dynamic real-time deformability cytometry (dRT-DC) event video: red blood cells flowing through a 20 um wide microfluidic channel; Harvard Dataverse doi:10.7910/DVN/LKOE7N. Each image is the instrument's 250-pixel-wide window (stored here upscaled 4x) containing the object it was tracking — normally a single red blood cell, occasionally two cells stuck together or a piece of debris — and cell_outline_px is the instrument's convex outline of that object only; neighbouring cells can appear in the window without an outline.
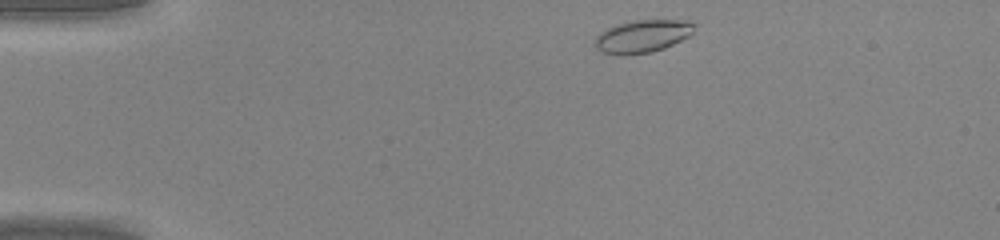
{"species": "common noctule bat (a hibernating species)", "species_latin": "Nyctalus noctula", "temperature_condition": "warm", "stored_images_in_passage": 38, "camera_frame_rate_fps": 3000, "um_per_image_px": 0.085, "animal": {"sex": "male", "body_mass_g": 20.0, "forearm_length_mm": 53.3}, "frame": {"image": 1, "passage_image": 1, "time_ms": 0.0, "image_size_px": [1000, 240], "cell_outline_px": [[696, 24], [692, 32], [688, 36], [664, 48], [652, 52], [624, 56], [600, 52], [596, 48], [596, 36], [600, 32], [608, 28], [620, 24], [636, 20], [688, 20]], "centroid_in_image_um": [54.61, 3.09], "position_along_channel_um": 30.4, "area_um2": 18.84}}
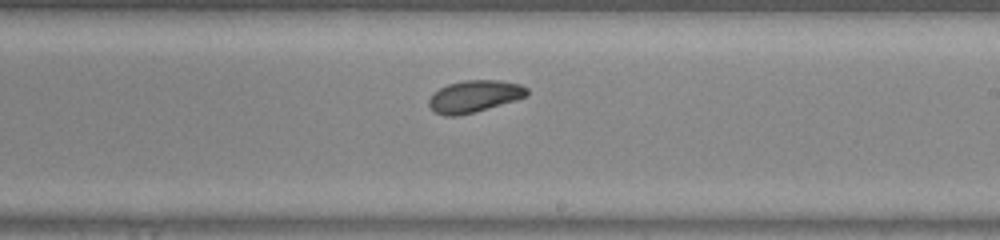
{"frame": {"image": 2, "passage_image": 20, "time_ms": 6.333, "image_size_px": [1000, 240], "cell_outline_px": [[528, 96], [516, 100], [472, 112], [456, 116], [444, 116], [436, 112], [428, 104], [428, 100], [432, 92], [448, 84], [464, 80], [500, 80], [520, 84], [528, 88]], "centroid_in_image_um": [40.32, 8.17], "position_along_channel_um": 248.7, "area_um2": 18.21}}
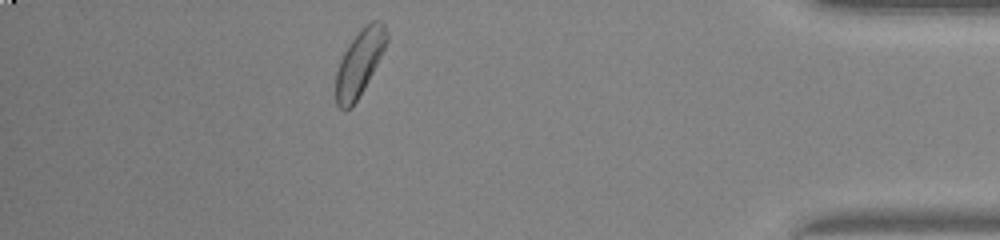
{"frame": {"image": 3, "passage_image": 33, "time_ms": 10.667, "image_size_px": [1000, 240], "cell_outline_px": [[388, 40], [368, 80], [352, 108], [344, 112], [336, 104], [336, 72], [340, 60], [348, 44], [360, 28], [372, 20], [380, 20], [384, 24], [388, 32]], "centroid_in_image_um": [30.54, 5.33], "position_along_channel_um": 404.7, "area_um2": 19.42}}